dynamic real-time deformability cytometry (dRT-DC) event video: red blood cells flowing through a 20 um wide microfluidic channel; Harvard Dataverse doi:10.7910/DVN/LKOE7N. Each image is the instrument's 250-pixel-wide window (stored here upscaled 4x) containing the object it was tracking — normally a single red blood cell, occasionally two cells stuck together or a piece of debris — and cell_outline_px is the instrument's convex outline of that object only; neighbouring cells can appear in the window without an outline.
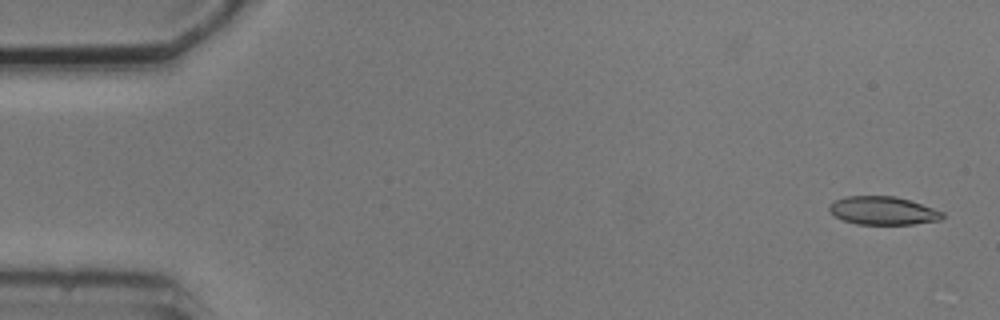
{"species": "common noctule bat (a hibernating species)", "species_latin": "Nyctalus noctula", "temperature_condition": "cold", "stored_images_in_passage": 5, "camera_frame_rate_fps": 3000, "um_per_image_px": 0.085, "animal": {"sex": "male", "body_mass_g": 20.5, "forearm_length_mm": 52.5}, "frame": {"image": 1, "passage_image": 1, "time_ms": 0.0, "image_size_px": [1000, 320], "cell_outline_px": [[944, 216], [940, 220], [912, 224], [856, 224], [844, 220], [836, 216], [828, 208], [828, 204], [832, 200], [844, 196], [896, 196], [944, 212]], "centroid_in_image_um": [75.01, 17.89], "position_along_channel_um": 10.0, "area_um2": 18.55}}
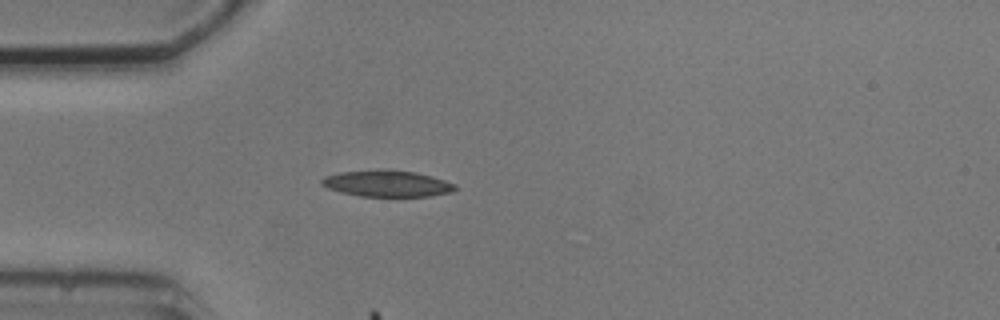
{"frame": {"image": 2, "passage_image": 5, "time_ms": 4.333, "image_size_px": [1000, 320], "cell_outline_px": [[456, 188], [452, 192], [428, 196], [360, 196], [340, 192], [328, 188], [320, 184], [320, 180], [324, 176], [340, 172], [384, 168], [388, 168], [416, 172], [432, 176], [456, 184]], "centroid_in_image_um": [32.87, 15.58], "position_along_channel_um": 52.1, "area_um2": 20.81}}